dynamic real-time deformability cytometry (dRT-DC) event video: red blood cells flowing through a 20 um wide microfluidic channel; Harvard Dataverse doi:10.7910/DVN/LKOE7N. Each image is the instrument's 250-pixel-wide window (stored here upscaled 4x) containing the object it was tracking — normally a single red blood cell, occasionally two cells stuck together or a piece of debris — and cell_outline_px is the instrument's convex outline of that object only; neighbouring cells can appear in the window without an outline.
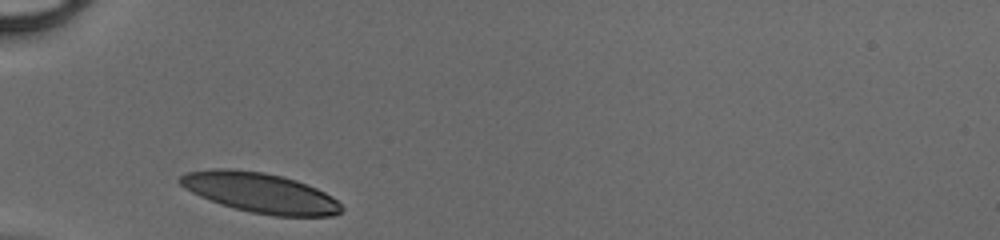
{"species": "human", "species_latin": "Homo sapiens", "temperature_condition": "cold", "stored_images_in_passage": 25, "camera_frame_rate_fps": 3000, "um_per_image_px": 0.085, "donor": {"sex": "male"}, "frame": {"image": 1, "passage_image": 1, "time_ms": 0.0, "image_size_px": [1000, 240], "cell_outline_px": [[344, 208], [340, 212], [332, 216], [272, 216], [252, 212], [220, 204], [200, 196], [184, 188], [176, 180], [180, 176], [188, 172], [212, 168], [232, 168], [264, 172], [296, 180], [316, 188], [332, 196]], "centroid_in_image_um": [22.09, 16.37], "position_along_channel_um": 62.9, "area_um2": 37.57}}
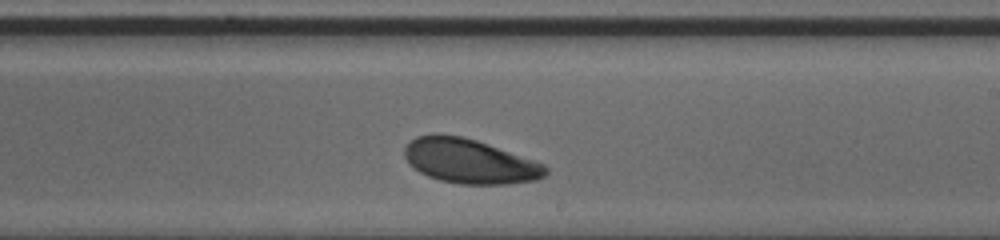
{"frame": {"image": 2, "passage_image": 15, "time_ms": 4.667, "image_size_px": [1000, 240], "cell_outline_px": [[548, 172], [544, 176], [536, 180], [508, 184], [460, 184], [440, 180], [428, 176], [420, 172], [408, 164], [404, 156], [404, 148], [416, 136], [436, 132], [464, 136], [488, 144], [544, 164], [548, 168]], "centroid_in_image_um": [39.88, 13.69], "position_along_channel_um": 249.1, "area_um2": 36.76}}
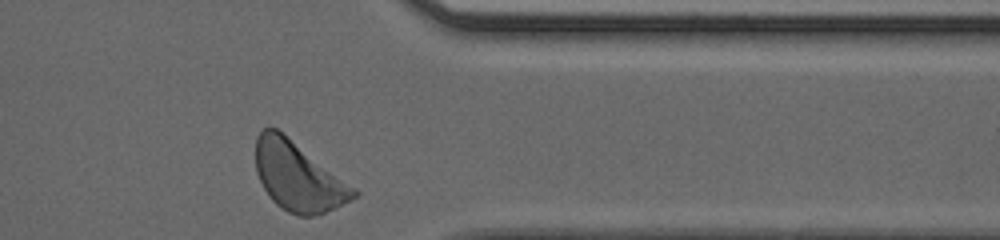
{"frame": {"image": 3, "passage_image": 25, "time_ms": 8.0, "image_size_px": [1000, 240], "cell_outline_px": [[360, 192], [352, 200], [324, 212], [312, 216], [300, 216], [288, 212], [276, 204], [272, 200], [264, 188], [256, 172], [256, 136], [264, 128], [276, 128], [356, 188]], "centroid_in_image_um": [25.34, 15.01], "position_along_channel_um": 386.1, "area_um2": 38.78}}